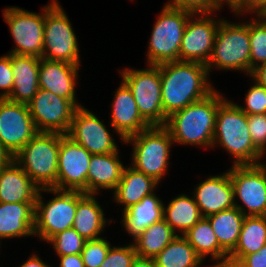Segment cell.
<instances>
[{
    "label": "cell",
    "instance_id": "6da1fadb",
    "mask_svg": "<svg viewBox=\"0 0 266 267\" xmlns=\"http://www.w3.org/2000/svg\"><path fill=\"white\" fill-rule=\"evenodd\" d=\"M163 111L166 117L198 102L212 92L205 64L174 61L160 64Z\"/></svg>",
    "mask_w": 266,
    "mask_h": 267
},
{
    "label": "cell",
    "instance_id": "7a4b0ae2",
    "mask_svg": "<svg viewBox=\"0 0 266 267\" xmlns=\"http://www.w3.org/2000/svg\"><path fill=\"white\" fill-rule=\"evenodd\" d=\"M217 90L167 117L165 128L174 143L212 147L216 114L226 100Z\"/></svg>",
    "mask_w": 266,
    "mask_h": 267
},
{
    "label": "cell",
    "instance_id": "3957f363",
    "mask_svg": "<svg viewBox=\"0 0 266 267\" xmlns=\"http://www.w3.org/2000/svg\"><path fill=\"white\" fill-rule=\"evenodd\" d=\"M217 144L234 157L232 165L261 164L260 159L265 156L251 140L247 115L237 103L227 99L219 106L216 114L212 147Z\"/></svg>",
    "mask_w": 266,
    "mask_h": 267
},
{
    "label": "cell",
    "instance_id": "277c9868",
    "mask_svg": "<svg viewBox=\"0 0 266 267\" xmlns=\"http://www.w3.org/2000/svg\"><path fill=\"white\" fill-rule=\"evenodd\" d=\"M60 133L38 132L12 159L40 188L57 189Z\"/></svg>",
    "mask_w": 266,
    "mask_h": 267
},
{
    "label": "cell",
    "instance_id": "5b68a950",
    "mask_svg": "<svg viewBox=\"0 0 266 267\" xmlns=\"http://www.w3.org/2000/svg\"><path fill=\"white\" fill-rule=\"evenodd\" d=\"M124 143H133L130 166L160 183L167 173L170 148L174 144L170 132L164 126H151L128 137Z\"/></svg>",
    "mask_w": 266,
    "mask_h": 267
},
{
    "label": "cell",
    "instance_id": "8992f818",
    "mask_svg": "<svg viewBox=\"0 0 266 267\" xmlns=\"http://www.w3.org/2000/svg\"><path fill=\"white\" fill-rule=\"evenodd\" d=\"M250 53L249 22L231 23L222 18L206 67L208 72L215 66V69L240 70L250 75Z\"/></svg>",
    "mask_w": 266,
    "mask_h": 267
},
{
    "label": "cell",
    "instance_id": "52a82bcc",
    "mask_svg": "<svg viewBox=\"0 0 266 267\" xmlns=\"http://www.w3.org/2000/svg\"><path fill=\"white\" fill-rule=\"evenodd\" d=\"M192 13L165 4L153 26L147 59L148 65L179 61V51L186 23Z\"/></svg>",
    "mask_w": 266,
    "mask_h": 267
},
{
    "label": "cell",
    "instance_id": "ba28073f",
    "mask_svg": "<svg viewBox=\"0 0 266 267\" xmlns=\"http://www.w3.org/2000/svg\"><path fill=\"white\" fill-rule=\"evenodd\" d=\"M42 191L56 195L45 203ZM77 209V191L40 189L34 215V236L48 242L54 235L72 228Z\"/></svg>",
    "mask_w": 266,
    "mask_h": 267
},
{
    "label": "cell",
    "instance_id": "9c48e42d",
    "mask_svg": "<svg viewBox=\"0 0 266 267\" xmlns=\"http://www.w3.org/2000/svg\"><path fill=\"white\" fill-rule=\"evenodd\" d=\"M51 1L45 6L42 57L81 66L78 41L71 22L58 1Z\"/></svg>",
    "mask_w": 266,
    "mask_h": 267
},
{
    "label": "cell",
    "instance_id": "30bf717a",
    "mask_svg": "<svg viewBox=\"0 0 266 267\" xmlns=\"http://www.w3.org/2000/svg\"><path fill=\"white\" fill-rule=\"evenodd\" d=\"M147 69H123L122 80L132 91L139 113L150 126H165L159 65Z\"/></svg>",
    "mask_w": 266,
    "mask_h": 267
},
{
    "label": "cell",
    "instance_id": "8fae6325",
    "mask_svg": "<svg viewBox=\"0 0 266 267\" xmlns=\"http://www.w3.org/2000/svg\"><path fill=\"white\" fill-rule=\"evenodd\" d=\"M229 174L235 207L245 216H266V164L233 165ZM237 198L244 206L238 204Z\"/></svg>",
    "mask_w": 266,
    "mask_h": 267
},
{
    "label": "cell",
    "instance_id": "7c38bea8",
    "mask_svg": "<svg viewBox=\"0 0 266 267\" xmlns=\"http://www.w3.org/2000/svg\"><path fill=\"white\" fill-rule=\"evenodd\" d=\"M78 100H68L51 91L39 89L28 108L38 132L68 134Z\"/></svg>",
    "mask_w": 266,
    "mask_h": 267
},
{
    "label": "cell",
    "instance_id": "4fadbf2b",
    "mask_svg": "<svg viewBox=\"0 0 266 267\" xmlns=\"http://www.w3.org/2000/svg\"><path fill=\"white\" fill-rule=\"evenodd\" d=\"M35 13L18 7H7L3 17L8 24L15 47L9 53L42 57L44 45L45 6Z\"/></svg>",
    "mask_w": 266,
    "mask_h": 267
},
{
    "label": "cell",
    "instance_id": "5bb4252c",
    "mask_svg": "<svg viewBox=\"0 0 266 267\" xmlns=\"http://www.w3.org/2000/svg\"><path fill=\"white\" fill-rule=\"evenodd\" d=\"M37 133L27 104L0 98V143L12 157Z\"/></svg>",
    "mask_w": 266,
    "mask_h": 267
},
{
    "label": "cell",
    "instance_id": "9a60e30c",
    "mask_svg": "<svg viewBox=\"0 0 266 267\" xmlns=\"http://www.w3.org/2000/svg\"><path fill=\"white\" fill-rule=\"evenodd\" d=\"M210 16L211 13L190 15L182 36L179 61L198 62L205 65L208 63L215 44L216 32L222 20H216Z\"/></svg>",
    "mask_w": 266,
    "mask_h": 267
},
{
    "label": "cell",
    "instance_id": "2e32d148",
    "mask_svg": "<svg viewBox=\"0 0 266 267\" xmlns=\"http://www.w3.org/2000/svg\"><path fill=\"white\" fill-rule=\"evenodd\" d=\"M92 154L67 134H60L57 189L87 194V175Z\"/></svg>",
    "mask_w": 266,
    "mask_h": 267
},
{
    "label": "cell",
    "instance_id": "e0dca14e",
    "mask_svg": "<svg viewBox=\"0 0 266 267\" xmlns=\"http://www.w3.org/2000/svg\"><path fill=\"white\" fill-rule=\"evenodd\" d=\"M67 135L92 155L118 151L115 139L104 123L84 106L76 109Z\"/></svg>",
    "mask_w": 266,
    "mask_h": 267
},
{
    "label": "cell",
    "instance_id": "ac0fdd59",
    "mask_svg": "<svg viewBox=\"0 0 266 267\" xmlns=\"http://www.w3.org/2000/svg\"><path fill=\"white\" fill-rule=\"evenodd\" d=\"M193 191L192 197H194L202 216L205 218L235 207L234 188L229 170L221 175H210Z\"/></svg>",
    "mask_w": 266,
    "mask_h": 267
},
{
    "label": "cell",
    "instance_id": "d6986e66",
    "mask_svg": "<svg viewBox=\"0 0 266 267\" xmlns=\"http://www.w3.org/2000/svg\"><path fill=\"white\" fill-rule=\"evenodd\" d=\"M111 109L110 125L123 142L151 127L139 113L132 91L123 80L114 95Z\"/></svg>",
    "mask_w": 266,
    "mask_h": 267
},
{
    "label": "cell",
    "instance_id": "ffe728a7",
    "mask_svg": "<svg viewBox=\"0 0 266 267\" xmlns=\"http://www.w3.org/2000/svg\"><path fill=\"white\" fill-rule=\"evenodd\" d=\"M78 65L64 61L40 58L39 88L51 91L57 96L68 100L76 99V81L78 80Z\"/></svg>",
    "mask_w": 266,
    "mask_h": 267
},
{
    "label": "cell",
    "instance_id": "44dd1931",
    "mask_svg": "<svg viewBox=\"0 0 266 267\" xmlns=\"http://www.w3.org/2000/svg\"><path fill=\"white\" fill-rule=\"evenodd\" d=\"M10 60L14 81L12 92L6 99L12 102L28 105L40 89V58L10 53Z\"/></svg>",
    "mask_w": 266,
    "mask_h": 267
},
{
    "label": "cell",
    "instance_id": "7402d4cb",
    "mask_svg": "<svg viewBox=\"0 0 266 267\" xmlns=\"http://www.w3.org/2000/svg\"><path fill=\"white\" fill-rule=\"evenodd\" d=\"M39 190L13 159L0 169V202H36Z\"/></svg>",
    "mask_w": 266,
    "mask_h": 267
},
{
    "label": "cell",
    "instance_id": "603a6c76",
    "mask_svg": "<svg viewBox=\"0 0 266 267\" xmlns=\"http://www.w3.org/2000/svg\"><path fill=\"white\" fill-rule=\"evenodd\" d=\"M119 152L94 154L88 168L87 194H97L101 189L115 190L124 169Z\"/></svg>",
    "mask_w": 266,
    "mask_h": 267
},
{
    "label": "cell",
    "instance_id": "cb8c5ba5",
    "mask_svg": "<svg viewBox=\"0 0 266 267\" xmlns=\"http://www.w3.org/2000/svg\"><path fill=\"white\" fill-rule=\"evenodd\" d=\"M35 204L36 202H0L1 240L34 235Z\"/></svg>",
    "mask_w": 266,
    "mask_h": 267
},
{
    "label": "cell",
    "instance_id": "d4e9b609",
    "mask_svg": "<svg viewBox=\"0 0 266 267\" xmlns=\"http://www.w3.org/2000/svg\"><path fill=\"white\" fill-rule=\"evenodd\" d=\"M95 196L77 191V209L72 228L85 240L101 238L99 235L109 221L104 217V211Z\"/></svg>",
    "mask_w": 266,
    "mask_h": 267
},
{
    "label": "cell",
    "instance_id": "484cf974",
    "mask_svg": "<svg viewBox=\"0 0 266 267\" xmlns=\"http://www.w3.org/2000/svg\"><path fill=\"white\" fill-rule=\"evenodd\" d=\"M164 203L156 194L143 197L140 202L122 211L121 220L126 232L137 238L147 227L163 219Z\"/></svg>",
    "mask_w": 266,
    "mask_h": 267
},
{
    "label": "cell",
    "instance_id": "4316f807",
    "mask_svg": "<svg viewBox=\"0 0 266 267\" xmlns=\"http://www.w3.org/2000/svg\"><path fill=\"white\" fill-rule=\"evenodd\" d=\"M158 184L152 177L137 171L132 166H125L121 180L113 191L114 201L123 205V211H125L140 202L143 197L154 193Z\"/></svg>",
    "mask_w": 266,
    "mask_h": 267
},
{
    "label": "cell",
    "instance_id": "83f0119b",
    "mask_svg": "<svg viewBox=\"0 0 266 267\" xmlns=\"http://www.w3.org/2000/svg\"><path fill=\"white\" fill-rule=\"evenodd\" d=\"M266 244V216H245L239 239L228 260L239 262L245 255L257 253Z\"/></svg>",
    "mask_w": 266,
    "mask_h": 267
},
{
    "label": "cell",
    "instance_id": "f1b7e54d",
    "mask_svg": "<svg viewBox=\"0 0 266 267\" xmlns=\"http://www.w3.org/2000/svg\"><path fill=\"white\" fill-rule=\"evenodd\" d=\"M202 218L194 197H188L186 194L182 193L171 199L167 207L164 204L163 219L176 234L179 231L180 235H183Z\"/></svg>",
    "mask_w": 266,
    "mask_h": 267
},
{
    "label": "cell",
    "instance_id": "f546056e",
    "mask_svg": "<svg viewBox=\"0 0 266 267\" xmlns=\"http://www.w3.org/2000/svg\"><path fill=\"white\" fill-rule=\"evenodd\" d=\"M217 236L220 247L229 255L236 247L245 215L233 207L206 217Z\"/></svg>",
    "mask_w": 266,
    "mask_h": 267
},
{
    "label": "cell",
    "instance_id": "4dcf8cb0",
    "mask_svg": "<svg viewBox=\"0 0 266 267\" xmlns=\"http://www.w3.org/2000/svg\"><path fill=\"white\" fill-rule=\"evenodd\" d=\"M183 236L203 261L208 255L213 261L228 260L229 255L220 247L217 236L207 218L203 217Z\"/></svg>",
    "mask_w": 266,
    "mask_h": 267
},
{
    "label": "cell",
    "instance_id": "1f68e13d",
    "mask_svg": "<svg viewBox=\"0 0 266 267\" xmlns=\"http://www.w3.org/2000/svg\"><path fill=\"white\" fill-rule=\"evenodd\" d=\"M177 235L164 219L153 223L133 240L137 256L154 258Z\"/></svg>",
    "mask_w": 266,
    "mask_h": 267
},
{
    "label": "cell",
    "instance_id": "d6a6232c",
    "mask_svg": "<svg viewBox=\"0 0 266 267\" xmlns=\"http://www.w3.org/2000/svg\"><path fill=\"white\" fill-rule=\"evenodd\" d=\"M156 267H199L203 260L183 235H177L154 258Z\"/></svg>",
    "mask_w": 266,
    "mask_h": 267
},
{
    "label": "cell",
    "instance_id": "836d02e7",
    "mask_svg": "<svg viewBox=\"0 0 266 267\" xmlns=\"http://www.w3.org/2000/svg\"><path fill=\"white\" fill-rule=\"evenodd\" d=\"M250 74L254 68L266 63V23L258 17L249 21Z\"/></svg>",
    "mask_w": 266,
    "mask_h": 267
},
{
    "label": "cell",
    "instance_id": "e575fe53",
    "mask_svg": "<svg viewBox=\"0 0 266 267\" xmlns=\"http://www.w3.org/2000/svg\"><path fill=\"white\" fill-rule=\"evenodd\" d=\"M49 242L57 256H64L81 254L86 240L74 228H70L54 235Z\"/></svg>",
    "mask_w": 266,
    "mask_h": 267
},
{
    "label": "cell",
    "instance_id": "d590c367",
    "mask_svg": "<svg viewBox=\"0 0 266 267\" xmlns=\"http://www.w3.org/2000/svg\"><path fill=\"white\" fill-rule=\"evenodd\" d=\"M111 248V243L105 238L86 240L81 252L84 267H100Z\"/></svg>",
    "mask_w": 266,
    "mask_h": 267
},
{
    "label": "cell",
    "instance_id": "8d00e7d4",
    "mask_svg": "<svg viewBox=\"0 0 266 267\" xmlns=\"http://www.w3.org/2000/svg\"><path fill=\"white\" fill-rule=\"evenodd\" d=\"M253 85L250 87L245 96L246 106L238 105V107L246 114H266V88L259 85L253 80Z\"/></svg>",
    "mask_w": 266,
    "mask_h": 267
},
{
    "label": "cell",
    "instance_id": "74e56055",
    "mask_svg": "<svg viewBox=\"0 0 266 267\" xmlns=\"http://www.w3.org/2000/svg\"><path fill=\"white\" fill-rule=\"evenodd\" d=\"M137 253L133 243L126 246H112L100 267H131Z\"/></svg>",
    "mask_w": 266,
    "mask_h": 267
},
{
    "label": "cell",
    "instance_id": "f35d334b",
    "mask_svg": "<svg viewBox=\"0 0 266 267\" xmlns=\"http://www.w3.org/2000/svg\"><path fill=\"white\" fill-rule=\"evenodd\" d=\"M166 4L177 9L189 11L192 14H213L216 11H220L219 9L223 7L220 0H171Z\"/></svg>",
    "mask_w": 266,
    "mask_h": 267
},
{
    "label": "cell",
    "instance_id": "ab89813d",
    "mask_svg": "<svg viewBox=\"0 0 266 267\" xmlns=\"http://www.w3.org/2000/svg\"><path fill=\"white\" fill-rule=\"evenodd\" d=\"M247 122L254 146L264 155L266 153V114L247 115Z\"/></svg>",
    "mask_w": 266,
    "mask_h": 267
},
{
    "label": "cell",
    "instance_id": "60d3db41",
    "mask_svg": "<svg viewBox=\"0 0 266 267\" xmlns=\"http://www.w3.org/2000/svg\"><path fill=\"white\" fill-rule=\"evenodd\" d=\"M0 57V98L6 99L13 89V73L10 53Z\"/></svg>",
    "mask_w": 266,
    "mask_h": 267
},
{
    "label": "cell",
    "instance_id": "b9f144b4",
    "mask_svg": "<svg viewBox=\"0 0 266 267\" xmlns=\"http://www.w3.org/2000/svg\"><path fill=\"white\" fill-rule=\"evenodd\" d=\"M238 264L240 267H266V244L257 253L245 255Z\"/></svg>",
    "mask_w": 266,
    "mask_h": 267
},
{
    "label": "cell",
    "instance_id": "7bdbcfd3",
    "mask_svg": "<svg viewBox=\"0 0 266 267\" xmlns=\"http://www.w3.org/2000/svg\"><path fill=\"white\" fill-rule=\"evenodd\" d=\"M265 6L266 0H245L234 12L238 17L249 12L257 15Z\"/></svg>",
    "mask_w": 266,
    "mask_h": 267
},
{
    "label": "cell",
    "instance_id": "ee69618b",
    "mask_svg": "<svg viewBox=\"0 0 266 267\" xmlns=\"http://www.w3.org/2000/svg\"><path fill=\"white\" fill-rule=\"evenodd\" d=\"M60 259L59 267H84L80 254L58 256Z\"/></svg>",
    "mask_w": 266,
    "mask_h": 267
},
{
    "label": "cell",
    "instance_id": "f6af8a7d",
    "mask_svg": "<svg viewBox=\"0 0 266 267\" xmlns=\"http://www.w3.org/2000/svg\"><path fill=\"white\" fill-rule=\"evenodd\" d=\"M250 77H252V80L256 81L259 85L266 88V63L254 68Z\"/></svg>",
    "mask_w": 266,
    "mask_h": 267
},
{
    "label": "cell",
    "instance_id": "bcb514c9",
    "mask_svg": "<svg viewBox=\"0 0 266 267\" xmlns=\"http://www.w3.org/2000/svg\"><path fill=\"white\" fill-rule=\"evenodd\" d=\"M20 267H51L36 254L31 255Z\"/></svg>",
    "mask_w": 266,
    "mask_h": 267
},
{
    "label": "cell",
    "instance_id": "7dc6e473",
    "mask_svg": "<svg viewBox=\"0 0 266 267\" xmlns=\"http://www.w3.org/2000/svg\"><path fill=\"white\" fill-rule=\"evenodd\" d=\"M131 267H156V264L153 258H143L136 256V258L132 262Z\"/></svg>",
    "mask_w": 266,
    "mask_h": 267
},
{
    "label": "cell",
    "instance_id": "c3c4849f",
    "mask_svg": "<svg viewBox=\"0 0 266 267\" xmlns=\"http://www.w3.org/2000/svg\"><path fill=\"white\" fill-rule=\"evenodd\" d=\"M12 160V156L3 148L0 143V169L5 167Z\"/></svg>",
    "mask_w": 266,
    "mask_h": 267
},
{
    "label": "cell",
    "instance_id": "681fc988",
    "mask_svg": "<svg viewBox=\"0 0 266 267\" xmlns=\"http://www.w3.org/2000/svg\"><path fill=\"white\" fill-rule=\"evenodd\" d=\"M245 0H220L222 6L224 3L231 8L232 12L235 11Z\"/></svg>",
    "mask_w": 266,
    "mask_h": 267
},
{
    "label": "cell",
    "instance_id": "f907efd6",
    "mask_svg": "<svg viewBox=\"0 0 266 267\" xmlns=\"http://www.w3.org/2000/svg\"><path fill=\"white\" fill-rule=\"evenodd\" d=\"M210 267H240L237 262H233L231 260H225V261H216L215 264H213Z\"/></svg>",
    "mask_w": 266,
    "mask_h": 267
},
{
    "label": "cell",
    "instance_id": "816d5d0a",
    "mask_svg": "<svg viewBox=\"0 0 266 267\" xmlns=\"http://www.w3.org/2000/svg\"><path fill=\"white\" fill-rule=\"evenodd\" d=\"M262 22L266 23V6L256 15Z\"/></svg>",
    "mask_w": 266,
    "mask_h": 267
}]
</instances>
